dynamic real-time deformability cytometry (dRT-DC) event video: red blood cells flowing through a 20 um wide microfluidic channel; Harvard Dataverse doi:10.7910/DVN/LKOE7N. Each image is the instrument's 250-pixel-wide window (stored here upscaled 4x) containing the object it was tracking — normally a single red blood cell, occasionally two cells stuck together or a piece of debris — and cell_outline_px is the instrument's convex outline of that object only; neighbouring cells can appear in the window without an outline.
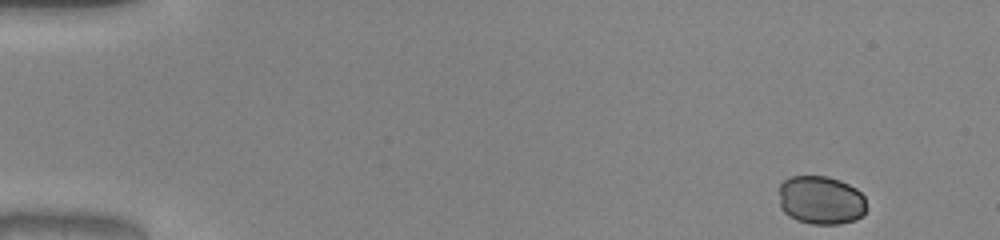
{"species": "common noctule bat (a hibernating species)", "species_latin": "Nyctalus noctula", "temperature_condition": "warm", "stored_images_in_passage": 48, "camera_frame_rate_fps": 3000, "um_per_image_px": 0.085, "animal": {"sex": "male", "body_mass_g": 20.0, "forearm_length_mm": 53.3}, "frame": {"image": 1, "passage_image": 1, "time_ms": 0.0, "image_size_px": [1000, 240], "cell_outline_px": [[864, 212], [860, 216], [852, 220], [836, 224], [816, 224], [800, 220], [784, 212], [780, 204], [780, 184], [784, 180], [792, 176], [824, 176], [848, 184], [860, 192], [864, 196]], "centroid_in_image_um": [69.75, 17.0], "position_along_channel_um": 15.3, "area_um2": 24.1}}
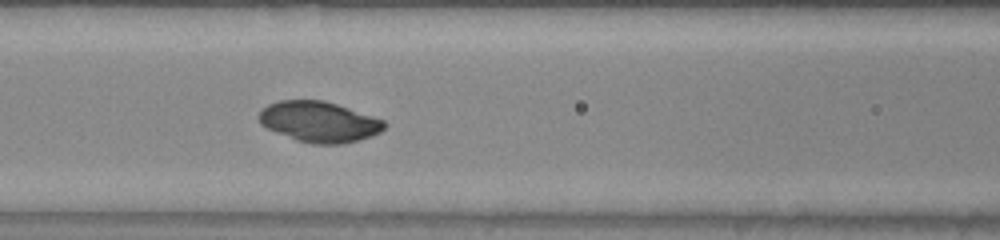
{"frame": {"image": 2, "passage_image": 20, "time_ms": 6.333, "image_size_px": [1000, 240], "cell_outline_px": [[384, 128], [368, 136], [356, 140], [336, 144], [320, 144], [300, 140], [268, 128], [260, 120], [260, 112], [264, 108], [272, 104], [284, 100], [320, 100], [384, 120]], "centroid_in_image_um": [27.12, 10.34], "position_along_channel_um": 139.5, "area_um2": 28.03}}
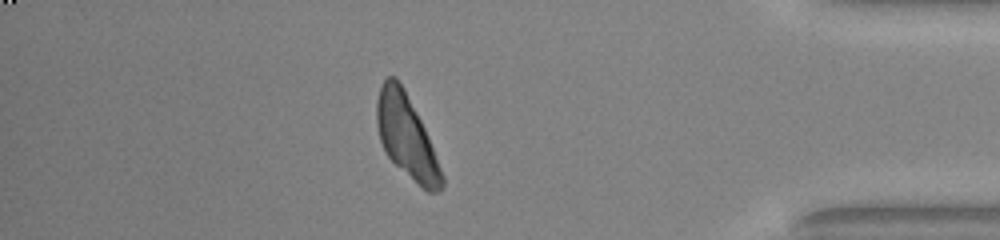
{"frame": {"image": 3, "passage_image": 42, "time_ms": 13.667, "image_size_px": [1000, 240], "cell_outline_px": [[444, 184], [440, 188], [432, 192], [428, 192], [396, 164], [388, 156], [380, 140], [376, 120], [376, 104], [380, 88], [384, 80], [388, 76], [392, 76], [400, 84], [420, 120], [424, 128], [432, 148], [444, 180]], "centroid_in_image_um": [34.51, 11.6], "position_along_channel_um": 400.7, "area_um2": 29.82}}